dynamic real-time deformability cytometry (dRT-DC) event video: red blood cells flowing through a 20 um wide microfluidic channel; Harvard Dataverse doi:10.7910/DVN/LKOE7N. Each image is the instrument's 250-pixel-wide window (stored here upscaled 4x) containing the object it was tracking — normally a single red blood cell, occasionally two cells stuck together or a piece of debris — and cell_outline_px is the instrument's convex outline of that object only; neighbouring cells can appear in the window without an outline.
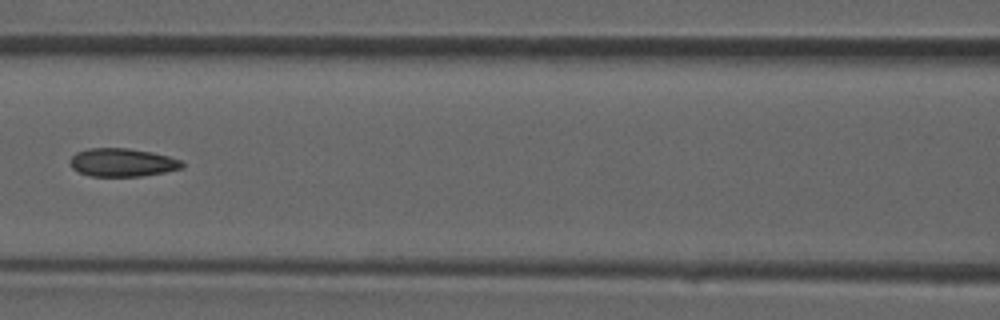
{"species": "common noctule bat (a hibernating species)", "species_latin": "Nyctalus noctula", "temperature_condition": "room temperature", "stored_images_in_passage": 40, "camera_frame_rate_fps": 3000, "um_per_image_px": 0.085, "animal": {"sex": "male", "forearm_length_mm": 52.5}, "frame": {"image": 1, "passage_image": 18, "time_ms": 5.667, "image_size_px": [1000, 320], "cell_outline_px": [[184, 168], [164, 172], [140, 176], [88, 176], [72, 168], [68, 160], [76, 152], [88, 148], [128, 148], [152, 152], [168, 156], [180, 160], [184, 164]], "centroid_in_image_um": [10.38, 13.8], "position_along_channel_um": 156.2, "area_um2": 18.5}}